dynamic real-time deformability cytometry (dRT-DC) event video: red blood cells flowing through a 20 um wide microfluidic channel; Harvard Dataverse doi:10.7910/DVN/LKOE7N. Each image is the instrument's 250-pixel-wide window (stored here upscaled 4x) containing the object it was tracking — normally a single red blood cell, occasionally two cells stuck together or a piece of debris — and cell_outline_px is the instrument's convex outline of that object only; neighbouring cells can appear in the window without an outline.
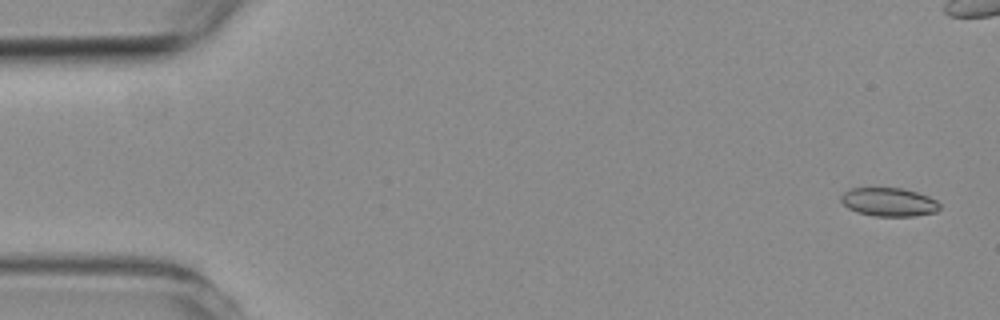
{"species": "common noctule bat (a hibernating species)", "species_latin": "Nyctalus noctula", "temperature_condition": "room temperature", "stored_images_in_passage": 5, "camera_frame_rate_fps": 3000, "um_per_image_px": 0.085, "animal": {"sex": "female", "body_mass_g": 19.3, "forearm_length_mm": 54.1}, "frame": {"image": 1, "passage_image": 1, "time_ms": 0.0, "image_size_px": [1000, 320], "cell_outline_px": [[940, 208], [936, 212], [912, 216], [872, 216], [856, 212], [848, 208], [840, 200], [840, 196], [848, 188], [900, 188], [916, 192], [928, 196], [936, 200], [940, 204]], "centroid_in_image_um": [75.53, 17.17], "position_along_channel_um": 9.5, "area_um2": 16.47}}